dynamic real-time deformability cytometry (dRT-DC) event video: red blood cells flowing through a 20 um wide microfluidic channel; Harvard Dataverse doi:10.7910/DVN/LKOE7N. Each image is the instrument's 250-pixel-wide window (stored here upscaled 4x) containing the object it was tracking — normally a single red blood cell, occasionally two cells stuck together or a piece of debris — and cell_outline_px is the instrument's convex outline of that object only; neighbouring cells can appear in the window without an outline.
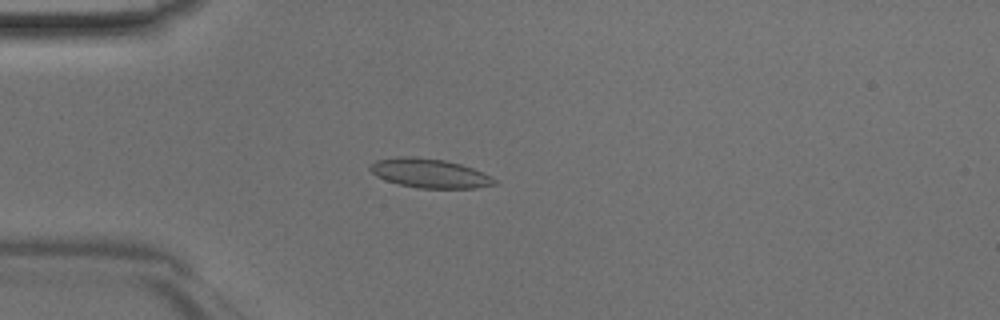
{"species": "Egyptian fruit bat (a non-hibernating species)", "species_latin": "Rousettus aegyptiacus", "temperature_condition": "room temperature", "stored_images_in_passage": 47, "camera_frame_rate_fps": 3000, "um_per_image_px": 0.085, "animal": {"sex": "male"}, "frame": {"image": 1, "passage_image": 13, "time_ms": 4.0, "image_size_px": [1000, 320], "cell_outline_px": [[496, 184], [476, 188], [416, 188], [384, 180], [376, 176], [368, 168], [376, 160], [400, 156], [416, 156], [444, 160], [460, 164], [472, 168], [492, 176], [496, 180]], "centroid_in_image_um": [36.5, 14.72], "position_along_channel_um": 48.5, "area_um2": 21.15}}
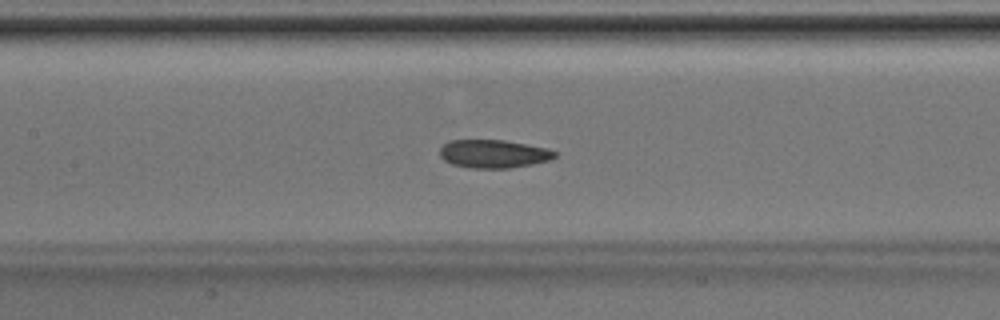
{"frame": {"image": 2, "passage_image": 22, "time_ms": 7.0, "image_size_px": [1000, 320], "cell_outline_px": [[556, 156], [552, 160], [532, 164], [508, 168], [468, 168], [452, 164], [444, 160], [440, 156], [440, 148], [444, 144], [452, 140], [504, 140], [548, 148], [556, 152]], "centroid_in_image_um": [41.96, 13.08], "position_along_channel_um": 165.4, "area_um2": 18.96}}
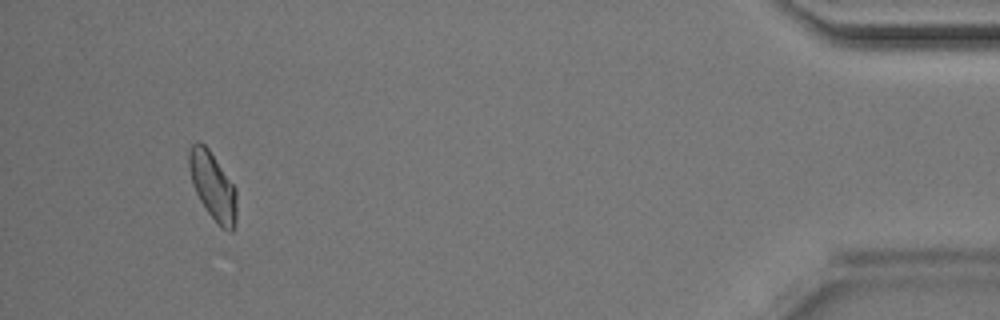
{"frame": {"image": 3, "passage_image": 44, "time_ms": 14.333, "image_size_px": [1000, 320], "cell_outline_px": [[236, 220], [232, 232], [228, 232], [220, 228], [208, 212], [200, 200], [192, 184], [188, 164], [188, 148], [196, 140], [204, 144], [208, 148], [236, 188]], "centroid_in_image_um": [18.08, 15.81], "position_along_channel_um": 417.1, "area_um2": 18.9}}